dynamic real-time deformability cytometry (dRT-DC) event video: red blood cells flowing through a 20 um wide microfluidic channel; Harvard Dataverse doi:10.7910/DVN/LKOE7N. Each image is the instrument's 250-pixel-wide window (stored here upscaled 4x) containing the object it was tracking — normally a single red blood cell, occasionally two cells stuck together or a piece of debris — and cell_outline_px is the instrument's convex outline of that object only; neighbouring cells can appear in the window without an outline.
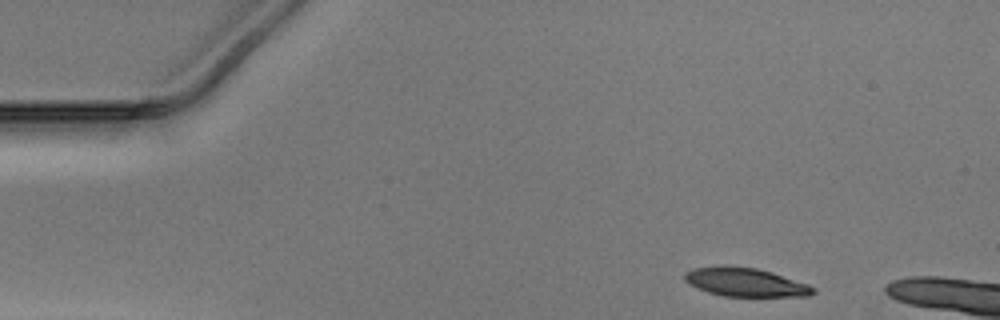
{"species": "Egyptian fruit bat (a non-hibernating species)", "species_latin": "Rousettus aegyptiacus", "temperature_condition": "warm", "stored_images_in_passage": 6, "camera_frame_rate_fps": 3000, "um_per_image_px": 0.085, "animal": {"sex": "male"}, "frame": {"image": 1, "passage_image": 1, "time_ms": 0.0, "image_size_px": [1000, 320], "cell_outline_px": [[816, 292], [808, 296], [724, 296], [708, 292], [684, 280], [684, 272], [692, 268], [724, 264], [756, 268], [772, 272], [808, 284], [816, 288]], "centroid_in_image_um": [63.36, 23.96], "position_along_channel_um": 21.6, "area_um2": 21.56}}